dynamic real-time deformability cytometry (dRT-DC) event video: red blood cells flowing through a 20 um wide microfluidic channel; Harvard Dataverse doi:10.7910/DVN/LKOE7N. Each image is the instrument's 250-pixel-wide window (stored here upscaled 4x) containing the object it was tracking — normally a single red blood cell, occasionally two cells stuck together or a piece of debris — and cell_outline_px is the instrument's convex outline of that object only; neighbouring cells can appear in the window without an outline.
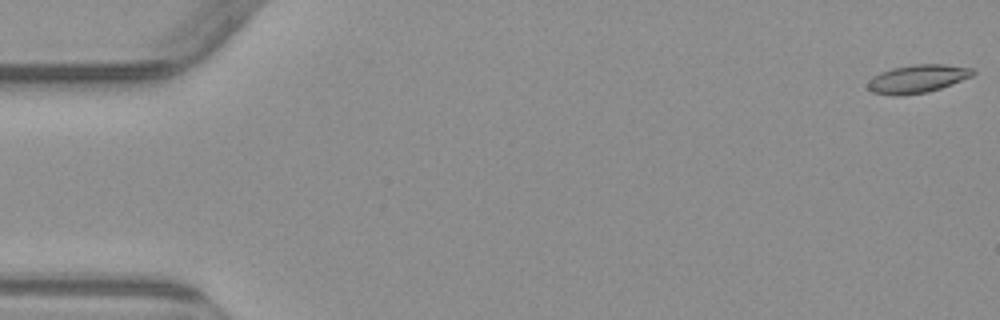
{"species": "common noctule bat (a hibernating species)", "species_latin": "Nyctalus noctula", "temperature_condition": "warm", "stored_images_in_passage": 5, "camera_frame_rate_fps": 3000, "um_per_image_px": 0.085, "animal": {"sex": "male", "body_mass_g": 23.1, "forearm_length_mm": 52.7}, "frame": {"image": 1, "passage_image": 1, "time_ms": 0.0, "image_size_px": [1000, 320], "cell_outline_px": [[976, 72], [972, 76], [952, 84], [928, 92], [900, 96], [896, 96], [872, 92], [868, 88], [868, 80], [872, 76], [880, 72], [892, 68], [912, 64], [944, 64], [972, 68]], "centroid_in_image_um": [77.97, 6.69], "position_along_channel_um": 7.0, "area_um2": 17.34}}
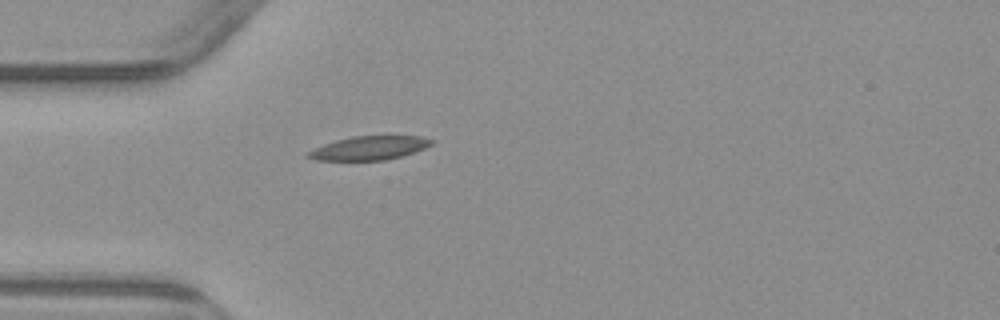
{"frame": {"image": 2, "passage_image": 5, "time_ms": 5.0, "image_size_px": [1000, 320], "cell_outline_px": [[432, 144], [416, 152], [384, 160], [316, 160], [304, 156], [304, 152], [324, 144], [336, 140], [352, 136], [420, 136], [432, 140]], "centroid_in_image_um": [31.32, 12.58], "position_along_channel_um": 53.7, "area_um2": 17.05}}